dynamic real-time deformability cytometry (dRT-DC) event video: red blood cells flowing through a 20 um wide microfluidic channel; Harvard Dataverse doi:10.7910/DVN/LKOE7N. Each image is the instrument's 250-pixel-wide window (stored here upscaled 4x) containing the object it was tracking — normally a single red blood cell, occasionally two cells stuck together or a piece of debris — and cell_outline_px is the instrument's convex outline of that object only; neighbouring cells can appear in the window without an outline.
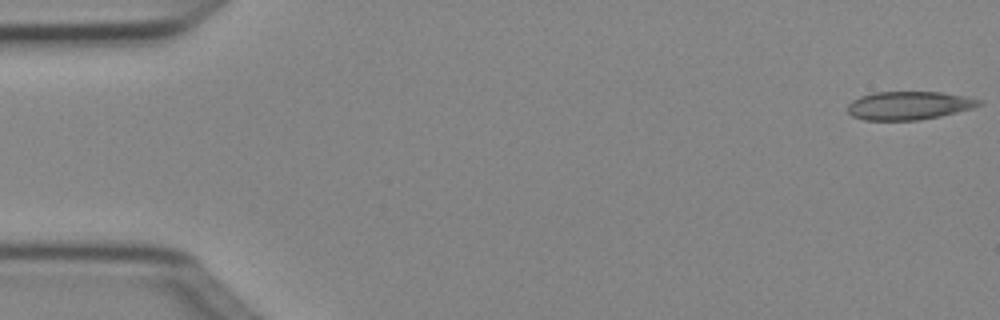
{"species": "Egyptian fruit bat (a non-hibernating species)", "species_latin": "Rousettus aegyptiacus", "temperature_condition": "cold", "stored_images_in_passage": 5, "segment_of_instrument_passage": [1, 2], "camera_frame_rate_fps": 3000, "um_per_image_px": 0.085, "animal": {"sex": "female"}, "frame": {"image": 1, "passage_image": 1, "time_ms": 0.0, "image_size_px": [1000, 320], "cell_outline_px": [[984, 104], [972, 108], [940, 116], [920, 120], [864, 120], [852, 116], [848, 112], [848, 104], [852, 100], [860, 96], [872, 92], [940, 92], [964, 96], [984, 100]], "centroid_in_image_um": [77.26, 8.96], "position_along_channel_um": 7.7, "area_um2": 21.79}}
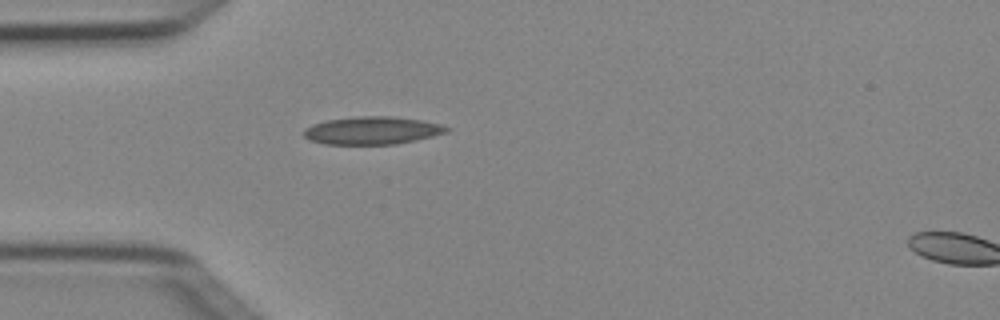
{"frame": {"image": 2, "passage_image": 4, "time_ms": 1.0, "image_size_px": [1000, 320], "cell_outline_px": [[452, 128], [448, 132], [416, 140], [396, 144], [324, 144], [308, 140], [304, 136], [304, 128], [312, 124], [328, 120], [360, 116], [392, 116], [420, 120], [440, 124]], "centroid_in_image_um": [31.64, 11.09], "position_along_channel_um": 53.4, "area_um2": 23.12}}